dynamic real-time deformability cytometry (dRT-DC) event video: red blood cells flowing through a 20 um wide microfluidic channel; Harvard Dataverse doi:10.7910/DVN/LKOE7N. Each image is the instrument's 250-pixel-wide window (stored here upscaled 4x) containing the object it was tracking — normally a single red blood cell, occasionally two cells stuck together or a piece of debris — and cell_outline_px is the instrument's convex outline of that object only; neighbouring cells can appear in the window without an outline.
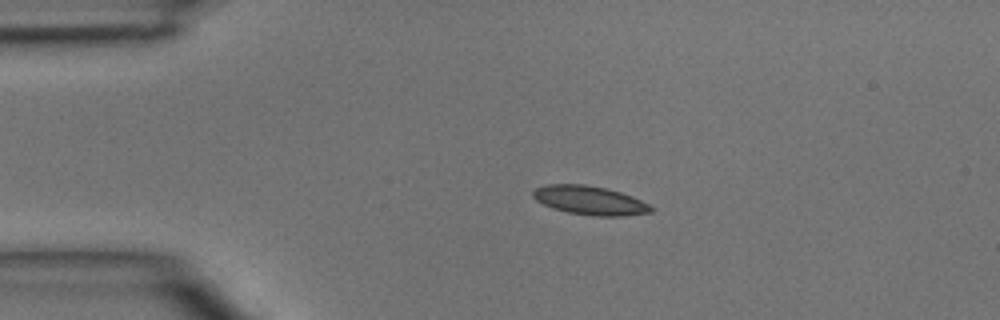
{"species": "common noctule bat (a hibernating species)", "species_latin": "Nyctalus noctula", "temperature_condition": "room temperature", "stored_images_in_passage": 42, "camera_frame_rate_fps": 3000, "um_per_image_px": 0.085, "animal": {"sex": "male", "body_mass_g": 15.6}, "frame": {"image": 1, "passage_image": 7, "time_ms": 2.0, "image_size_px": [1000, 320], "cell_outline_px": [[656, 208], [652, 212], [624, 216], [596, 216], [568, 212], [552, 208], [536, 200], [532, 196], [532, 192], [536, 188], [548, 184], [584, 184], [604, 188], [620, 192], [632, 196]], "centroid_in_image_um": [50.15, 17.03], "position_along_channel_um": 34.9, "area_um2": 19.77}}
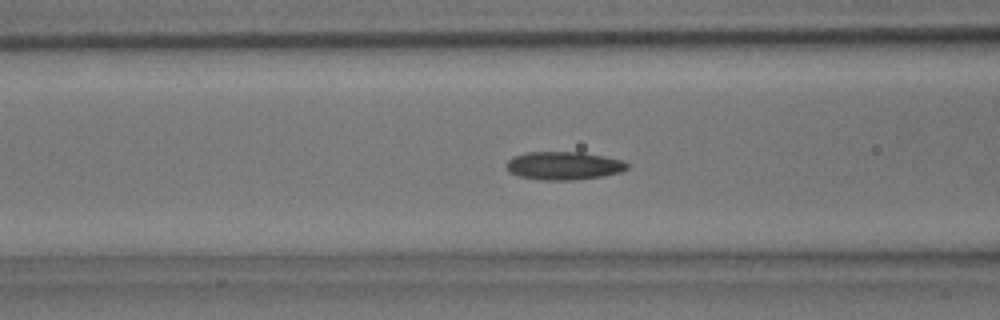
{"frame": {"image": 2, "passage_image": 15, "time_ms": 4.667, "image_size_px": [1000, 320], "cell_outline_px": [[632, 164], [628, 168], [620, 172], [604, 176], [572, 180], [544, 180], [520, 176], [508, 172], [508, 160], [512, 156], [524, 152], [580, 152], [604, 156], [624, 160]], "centroid_in_image_um": [47.96, 14.07], "position_along_channel_um": 118.6, "area_um2": 19.94}}
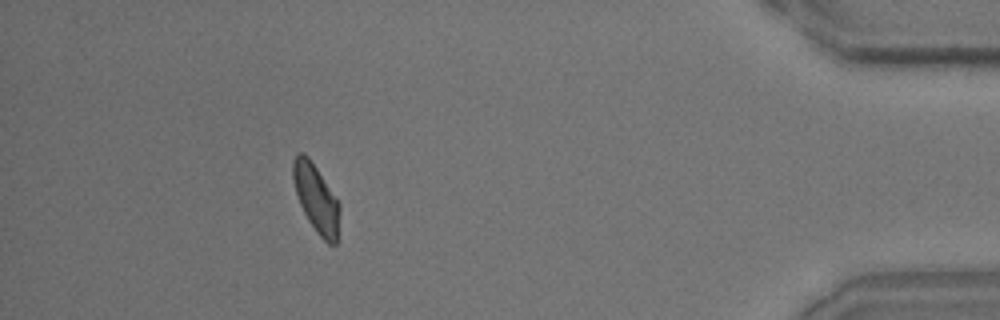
{"frame": {"image": 3, "passage_image": 38, "time_ms": 12.333, "image_size_px": [1000, 320], "cell_outline_px": [[340, 208], [336, 244], [328, 244], [316, 232], [308, 220], [300, 204], [296, 192], [292, 176], [292, 160], [296, 152], [304, 152], [308, 156], [340, 204]], "centroid_in_image_um": [26.85, 16.84], "position_along_channel_um": 408.4, "area_um2": 18.26}}